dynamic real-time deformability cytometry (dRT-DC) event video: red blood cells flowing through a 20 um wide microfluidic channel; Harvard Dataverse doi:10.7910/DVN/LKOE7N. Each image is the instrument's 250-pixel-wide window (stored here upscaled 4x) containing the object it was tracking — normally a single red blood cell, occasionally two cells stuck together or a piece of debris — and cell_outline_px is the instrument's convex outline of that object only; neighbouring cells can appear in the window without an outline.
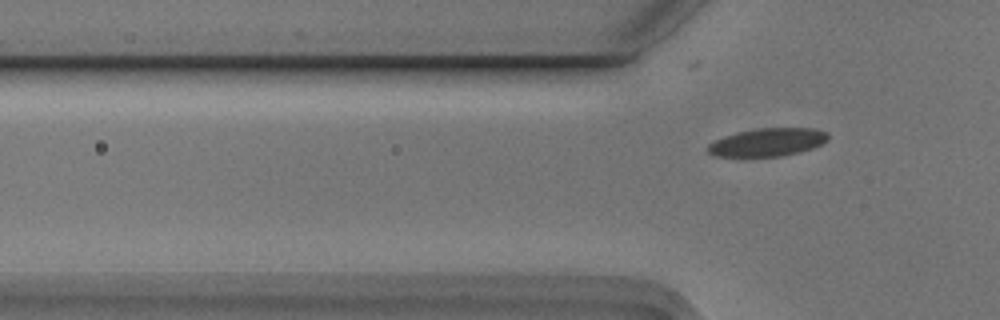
{"species": "Egyptian fruit bat (a non-hibernating species)", "species_latin": "Rousettus aegyptiacus", "temperature_condition": "cold", "stored_images_in_passage": 2, "camera_frame_rate_fps": 3000, "um_per_image_px": 0.085, "animal": {"sex": "male"}, "frame": {"image": 1, "passage_image": 2, "time_ms": 0.333, "image_size_px": [1000, 320], "cell_outline_px": [[828, 140], [812, 148], [800, 152], [780, 156], [716, 156], [708, 152], [708, 144], [724, 136], [736, 132], [760, 128], [812, 128], [824, 132], [828, 136]], "centroid_in_image_um": [65.23, 12.08], "position_along_channel_um": 60.6, "area_um2": 19.36}}